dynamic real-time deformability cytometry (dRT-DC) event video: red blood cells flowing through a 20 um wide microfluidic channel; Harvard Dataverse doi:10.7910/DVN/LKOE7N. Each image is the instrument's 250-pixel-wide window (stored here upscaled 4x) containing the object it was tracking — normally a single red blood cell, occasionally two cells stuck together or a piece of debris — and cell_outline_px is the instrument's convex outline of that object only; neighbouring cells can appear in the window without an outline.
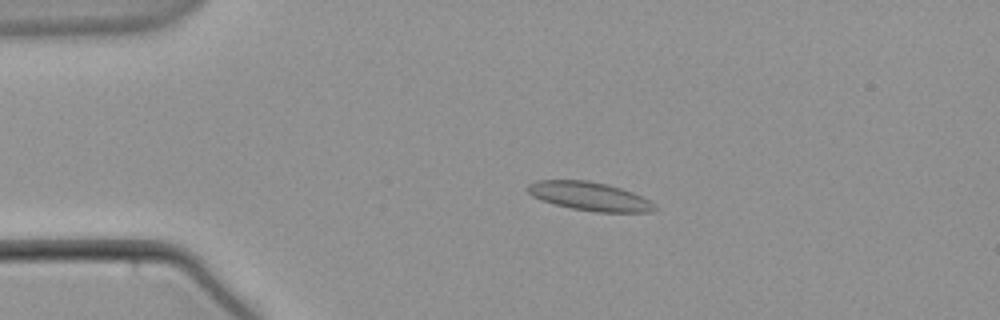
{"species": "common noctule bat (a hibernating species)", "species_latin": "Nyctalus noctula", "temperature_condition": "warm", "stored_images_in_passage": 53, "camera_frame_rate_fps": 3000, "um_per_image_px": 0.085, "animal": {"sex": "male", "body_mass_g": 21.5, "forearm_length_mm": 52.0}, "frame": {"image": 1, "passage_image": 9, "time_ms": 2.667, "image_size_px": [1000, 320], "cell_outline_px": [[656, 208], [652, 212], [596, 212], [572, 208], [540, 200], [532, 196], [524, 188], [528, 184], [536, 180], [588, 180], [608, 184], [632, 192], [656, 204]], "centroid_in_image_um": [50.07, 16.67], "position_along_channel_um": 34.9, "area_um2": 21.21}}
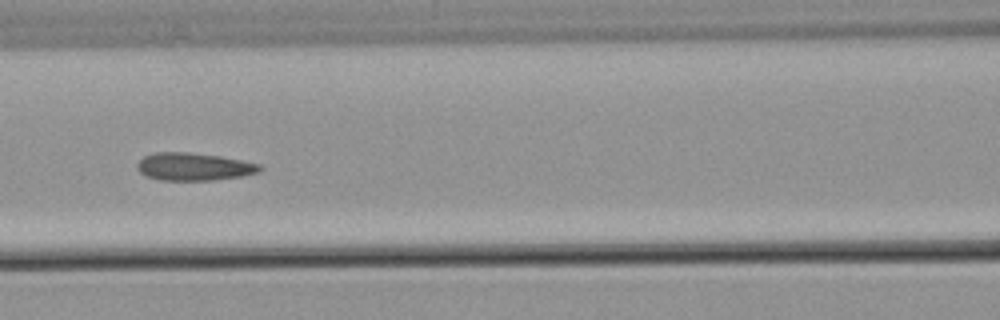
{"frame": {"image": 2, "passage_image": 22, "time_ms": 7.0, "image_size_px": [1000, 320], "cell_outline_px": [[264, 168], [260, 172], [240, 176], [212, 180], [160, 180], [148, 176], [140, 172], [136, 168], [136, 164], [144, 156], [156, 152], [188, 152], [220, 156], [260, 164]], "centroid_in_image_um": [16.48, 14.16], "position_along_channel_um": 150.1, "area_um2": 19.71}}
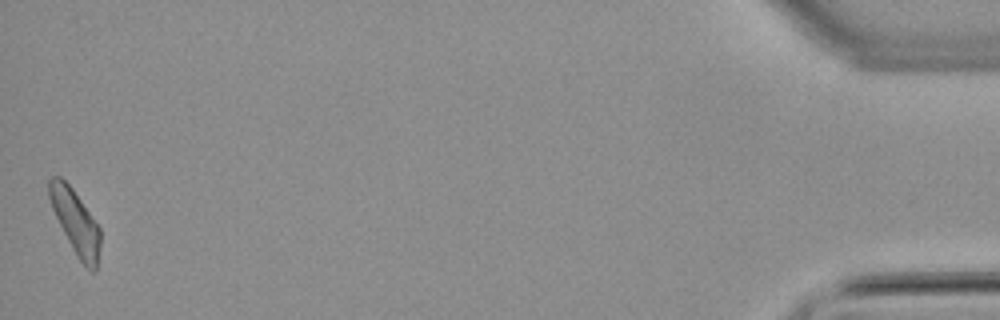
{"frame": {"image": 3, "passage_image": 53, "time_ms": 17.333, "image_size_px": [1000, 320], "cell_outline_px": [[100, 248], [96, 272], [92, 272], [76, 256], [52, 208], [48, 196], [48, 180], [52, 176], [60, 176], [72, 188], [100, 228]], "centroid_in_image_um": [6.41, 18.87], "position_along_channel_um": 428.8, "area_um2": 18.79}}